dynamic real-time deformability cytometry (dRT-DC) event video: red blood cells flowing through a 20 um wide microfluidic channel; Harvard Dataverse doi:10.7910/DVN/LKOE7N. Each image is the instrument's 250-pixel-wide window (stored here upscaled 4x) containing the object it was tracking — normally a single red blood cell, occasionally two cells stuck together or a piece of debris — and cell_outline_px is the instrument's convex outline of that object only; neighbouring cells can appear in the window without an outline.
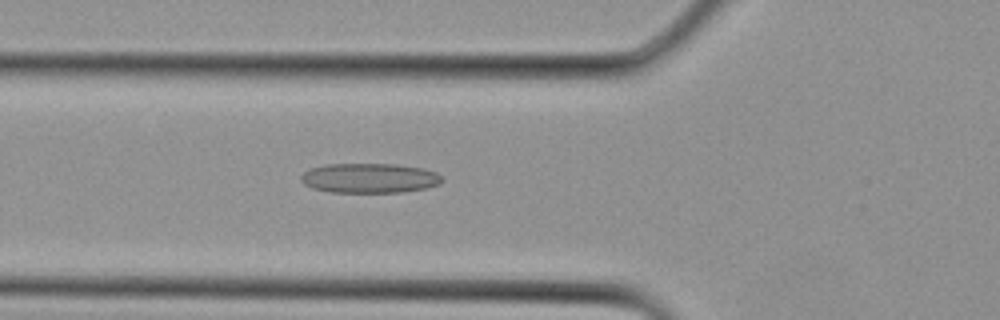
{"species": "Egyptian fruit bat (a non-hibernating species)", "species_latin": "Rousettus aegyptiacus", "temperature_condition": "cold", "stored_images_in_passage": 4, "camera_frame_rate_fps": 3000, "um_per_image_px": 0.085, "animal": {"sex": "female"}, "frame": {"image": 1, "passage_image": 3, "time_ms": 0.667, "image_size_px": [1000, 320], "cell_outline_px": [[444, 180], [440, 184], [424, 188], [400, 192], [328, 192], [312, 188], [304, 184], [300, 180], [300, 176], [308, 168], [324, 164], [396, 164], [424, 168], [436, 172]], "centroid_in_image_um": [31.37, 15.13], "position_along_channel_um": 94.4, "area_um2": 24.62}}